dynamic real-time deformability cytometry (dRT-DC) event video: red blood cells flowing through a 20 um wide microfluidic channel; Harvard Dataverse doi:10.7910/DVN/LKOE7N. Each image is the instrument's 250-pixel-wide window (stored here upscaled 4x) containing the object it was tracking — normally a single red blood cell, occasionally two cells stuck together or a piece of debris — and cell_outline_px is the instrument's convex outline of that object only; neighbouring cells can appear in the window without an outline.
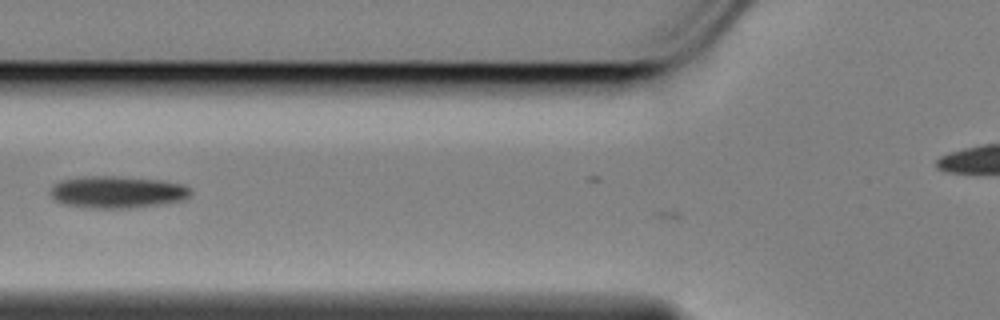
{"species": "Egyptian fruit bat (a non-hibernating species)", "species_latin": "Rousettus aegyptiacus", "temperature_condition": "cold", "stored_images_in_passage": 12, "camera_frame_rate_fps": 3000, "um_per_image_px": 0.085, "animal": {"sex": "female"}, "frame": {"image": 1, "passage_image": 10, "time_ms": 3.0, "image_size_px": [1000, 320], "cell_outline_px": [[192, 192], [188, 196], [180, 200], [156, 204], [128, 208], [88, 208], [60, 204], [52, 200], [48, 192], [52, 184], [64, 180], [92, 176], [116, 176], [160, 180], [184, 184], [192, 188]], "centroid_in_image_um": [9.89, 16.33], "position_along_channel_um": 115.9, "area_um2": 26.24}}